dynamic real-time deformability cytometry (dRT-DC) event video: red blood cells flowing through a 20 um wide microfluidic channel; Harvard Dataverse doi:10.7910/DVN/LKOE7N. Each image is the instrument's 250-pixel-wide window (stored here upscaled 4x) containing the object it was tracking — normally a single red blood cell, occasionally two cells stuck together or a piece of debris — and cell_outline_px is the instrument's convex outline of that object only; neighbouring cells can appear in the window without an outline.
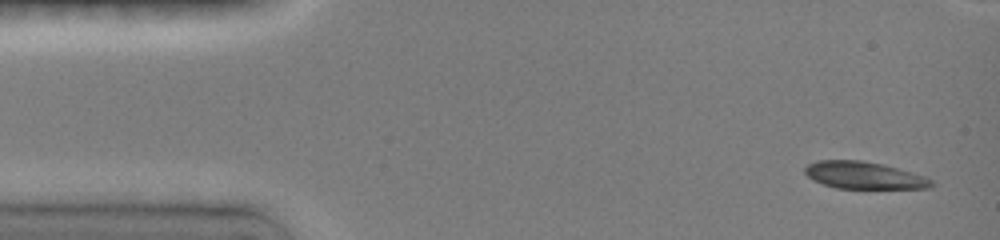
{"species": "common noctule bat (a hibernating species)", "species_latin": "Nyctalus noctula", "temperature_condition": "room temperature", "stored_images_in_passage": 6, "camera_frame_rate_fps": 3000, "um_per_image_px": 0.085, "animal": {"sex": "female", "body_mass_g": 19.0, "forearm_length_mm": 51.5}, "frame": {"image": 1, "passage_image": 1, "time_ms": 0.0, "image_size_px": [1000, 240], "cell_outline_px": [[932, 184], [928, 188], [836, 188], [812, 180], [804, 172], [804, 168], [808, 164], [816, 160], [860, 160], [884, 164], [912, 172], [924, 176], [932, 180]], "centroid_in_image_um": [73.4, 14.89], "position_along_channel_um": 11.6, "area_um2": 19.94}}
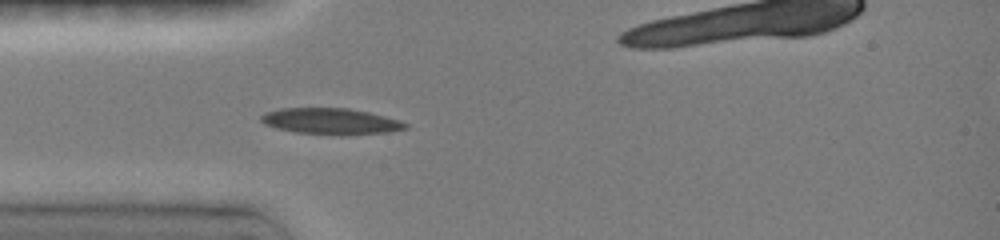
{"frame": {"image": 2, "passage_image": 6, "time_ms": 3.667, "image_size_px": [1000, 240], "cell_outline_px": [[408, 128], [388, 132], [296, 132], [276, 128], [264, 124], [260, 120], [260, 116], [264, 112], [280, 108], [348, 108], [368, 112], [400, 120], [408, 124]], "centroid_in_image_um": [28.05, 10.25], "position_along_channel_um": 57.0, "area_um2": 20.92}}